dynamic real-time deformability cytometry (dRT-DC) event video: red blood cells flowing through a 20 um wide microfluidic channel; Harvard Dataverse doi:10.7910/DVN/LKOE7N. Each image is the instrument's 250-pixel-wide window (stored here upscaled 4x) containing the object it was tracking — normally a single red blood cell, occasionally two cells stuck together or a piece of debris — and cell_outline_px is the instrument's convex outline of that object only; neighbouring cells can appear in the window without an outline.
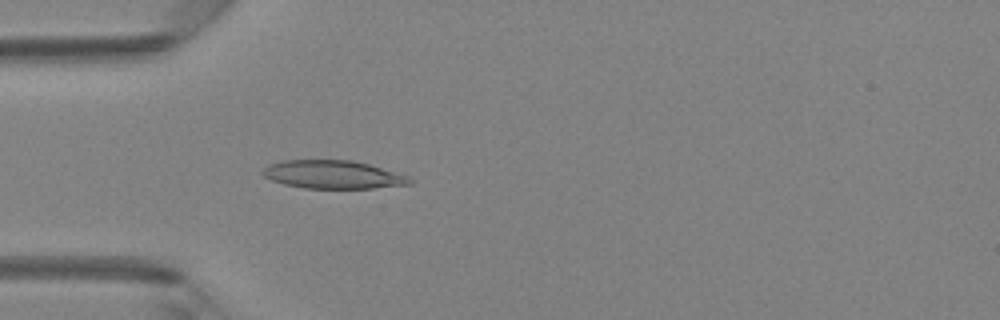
{"species": "Egyptian fruit bat (a non-hibernating species)", "species_latin": "Rousettus aegyptiacus", "temperature_condition": "room temperature", "stored_images_in_passage": 34, "camera_frame_rate_fps": 3000, "um_per_image_px": 0.085, "animal": {"sex": "female"}, "frame": {"image": 1, "passage_image": 4, "time_ms": 1.0, "image_size_px": [1000, 320], "cell_outline_px": [[412, 184], [372, 188], [304, 188], [284, 184], [272, 180], [264, 176], [260, 172], [268, 164], [284, 160], [352, 160], [368, 164], [408, 176], [412, 180]], "centroid_in_image_um": [28.27, 14.83], "position_along_channel_um": 56.7, "area_um2": 24.04}}
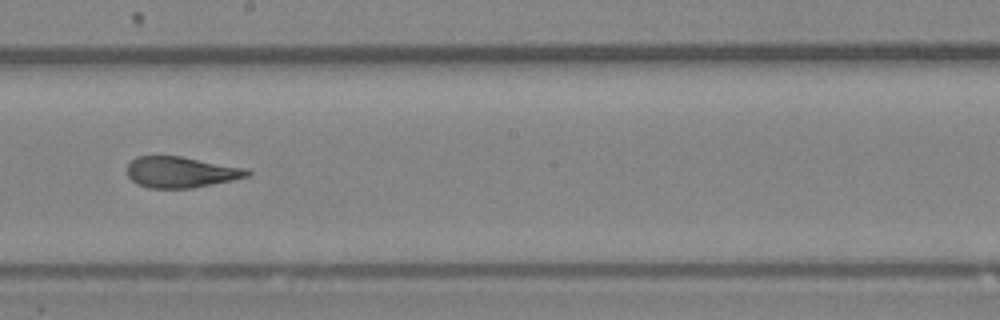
{"frame": {"image": 2, "passage_image": 17, "time_ms": 5.333, "image_size_px": [1000, 320], "cell_outline_px": [[252, 172], [248, 176], [232, 180], [192, 188], [148, 188], [136, 184], [128, 176], [128, 164], [136, 156], [180, 156], [248, 168]], "centroid_in_image_um": [15.39, 14.63], "position_along_channel_um": 232.8, "area_um2": 21.73}}
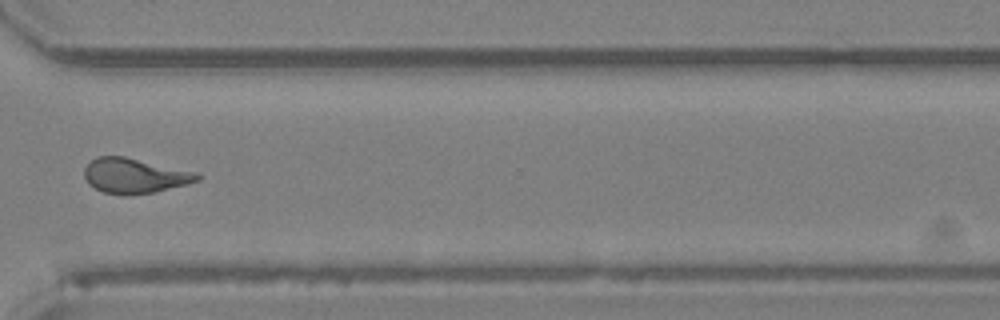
{"frame": {"image": 3, "passage_image": 26, "time_ms": 8.333, "image_size_px": [1000, 320], "cell_outline_px": [[200, 180], [188, 184], [152, 192], [132, 196], [124, 196], [104, 192], [88, 184], [84, 176], [84, 168], [96, 156], [124, 156], [196, 172], [200, 176]], "centroid_in_image_um": [11.42, 14.95], "position_along_channel_um": 359.2, "area_um2": 23.06}, "authors_computed_cell_mechanics": {"area_um2": 22.1663, "velocity_mm_per_s": 4.2062, "shape_relaxation_time_tau1_ms": null, "shape_relaxation_time_tau2_ms": 1.5248, "deformation_change_tau1": null, "deformation_change_tau2": 0.0781}}